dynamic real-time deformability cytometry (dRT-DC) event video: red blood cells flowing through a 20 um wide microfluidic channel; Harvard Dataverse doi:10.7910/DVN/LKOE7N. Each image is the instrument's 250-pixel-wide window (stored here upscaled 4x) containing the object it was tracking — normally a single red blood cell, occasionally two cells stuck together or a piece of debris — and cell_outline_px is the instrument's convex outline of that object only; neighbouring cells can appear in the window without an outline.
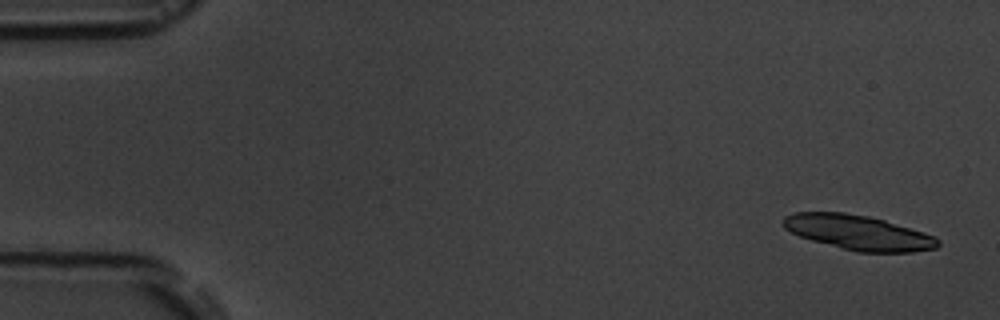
{"species": "common noctule bat (a hibernating species)", "species_latin": "Nyctalus noctula", "temperature_condition": "room temperature", "stored_images_in_passage": 5, "camera_frame_rate_fps": 3000, "um_per_image_px": 0.085, "animal": {"sex": "male", "body_mass_g": 19.5, "forearm_length_mm": 54.6}, "frame": {"image": 1, "passage_image": 1, "time_ms": 0.0, "image_size_px": [1000, 320], "cell_outline_px": [[940, 244], [936, 248], [912, 252], [856, 252], [812, 240], [800, 236], [784, 228], [784, 216], [792, 212], [844, 212], [868, 216], [884, 220], [924, 232], [936, 236], [940, 240]], "centroid_in_image_um": [72.98, 19.76], "position_along_channel_um": 12.0, "area_um2": 31.27}}